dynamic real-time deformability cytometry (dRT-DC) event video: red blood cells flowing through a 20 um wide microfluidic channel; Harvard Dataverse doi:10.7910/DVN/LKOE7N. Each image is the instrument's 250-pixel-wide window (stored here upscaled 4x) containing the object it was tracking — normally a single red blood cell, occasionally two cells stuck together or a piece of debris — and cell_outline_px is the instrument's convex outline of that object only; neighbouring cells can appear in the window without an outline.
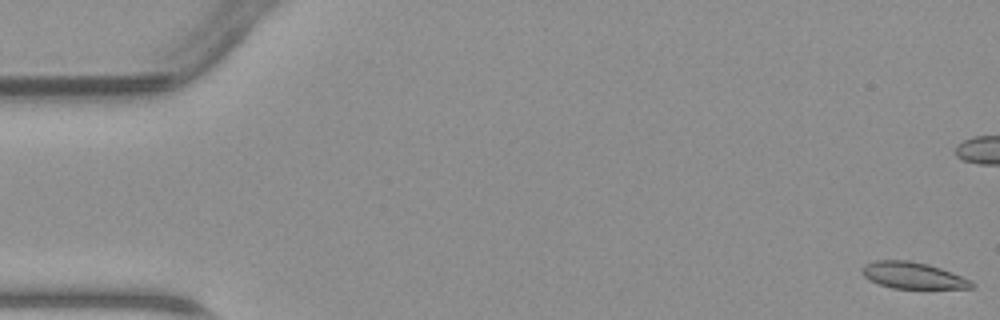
{"species": "common noctule bat (a hibernating species)", "species_latin": "Nyctalus noctula", "temperature_condition": "warm", "stored_images_in_passage": 48, "camera_frame_rate_fps": 3000, "um_per_image_px": 0.085, "animal": {"sex": "male", "body_mass_g": 23.1, "forearm_length_mm": 52.7}, "frame": {"image": 1, "passage_image": 1, "time_ms": 0.0, "image_size_px": [1000, 320], "cell_outline_px": [[976, 284], [972, 288], [892, 288], [868, 280], [860, 272], [860, 268], [864, 264], [876, 260], [908, 260], [928, 264], [952, 272], [972, 280]], "centroid_in_image_um": [77.57, 23.4], "position_along_channel_um": 7.4, "area_um2": 17.05}}
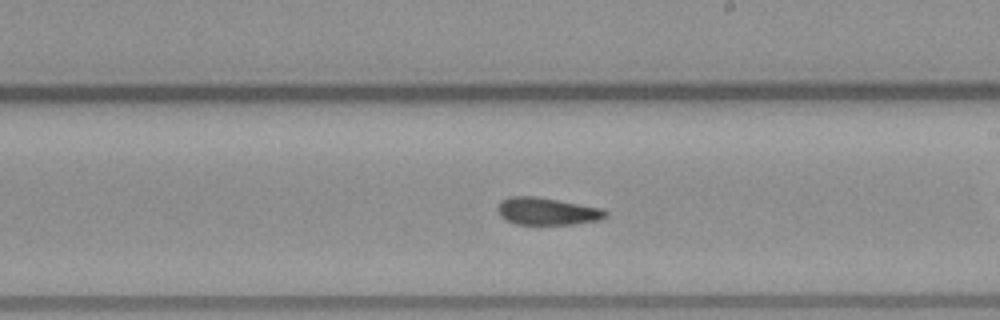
{"frame": {"image": 2, "passage_image": 27, "time_ms": 8.667, "image_size_px": [1000, 320], "cell_outline_px": [[608, 216], [600, 220], [572, 224], [516, 224], [500, 216], [496, 208], [500, 200], [508, 196], [536, 196], [604, 208], [608, 212]], "centroid_in_image_um": [46.51, 17.94], "position_along_channel_um": 242.5, "area_um2": 17.4}}
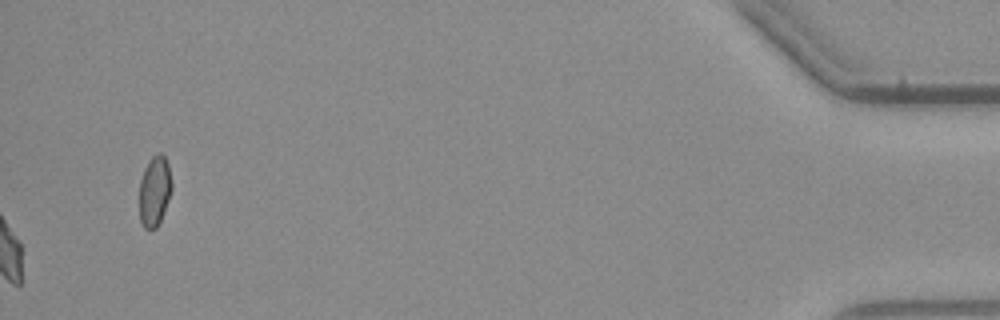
{"frame": {"image": 3, "passage_image": 48, "time_ms": 15.667, "image_size_px": [1000, 320], "cell_outline_px": [[172, 188], [160, 220], [156, 228], [144, 228], [140, 220], [140, 180], [144, 168], [148, 160], [156, 152], [160, 152], [164, 156], [168, 164], [172, 184]], "centroid_in_image_um": [13.13, 16.18], "position_along_channel_um": 422.1, "area_um2": 13.12}}